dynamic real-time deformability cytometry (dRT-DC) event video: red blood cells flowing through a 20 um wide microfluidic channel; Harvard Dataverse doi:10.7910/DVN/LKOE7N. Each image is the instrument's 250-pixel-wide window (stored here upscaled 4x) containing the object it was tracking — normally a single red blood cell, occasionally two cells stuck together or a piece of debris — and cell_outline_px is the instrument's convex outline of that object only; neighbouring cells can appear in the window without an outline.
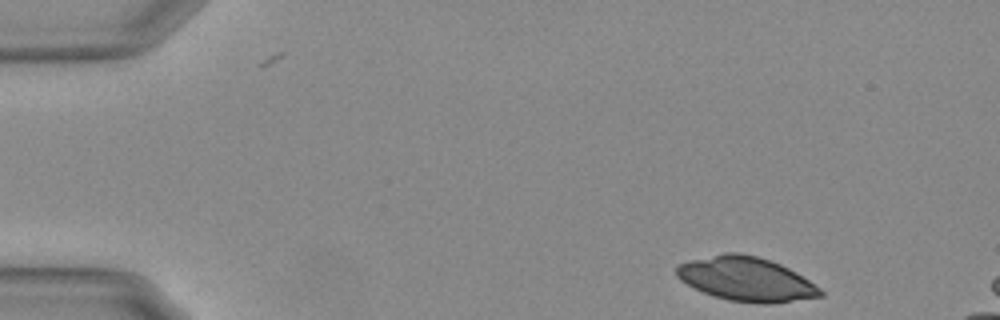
{"species": "Egyptian fruit bat (a non-hibernating species)", "species_latin": "Rousettus aegyptiacus", "temperature_condition": "warm", "stored_images_in_passage": 2, "camera_frame_rate_fps": 3000, "um_per_image_px": 0.085, "animal": {"sex": "female"}, "frame": {"image": 1, "passage_image": 2, "time_ms": 0.333, "image_size_px": [1000, 320], "cell_outline_px": [[824, 296], [768, 304], [760, 304], [728, 300], [704, 292], [680, 280], [676, 276], [676, 268], [680, 264], [692, 260], [724, 252], [740, 252], [756, 256], [780, 264], [796, 272], [820, 288], [824, 292]], "centroid_in_image_um": [63.44, 23.72], "position_along_channel_um": 21.6, "area_um2": 36.65}}